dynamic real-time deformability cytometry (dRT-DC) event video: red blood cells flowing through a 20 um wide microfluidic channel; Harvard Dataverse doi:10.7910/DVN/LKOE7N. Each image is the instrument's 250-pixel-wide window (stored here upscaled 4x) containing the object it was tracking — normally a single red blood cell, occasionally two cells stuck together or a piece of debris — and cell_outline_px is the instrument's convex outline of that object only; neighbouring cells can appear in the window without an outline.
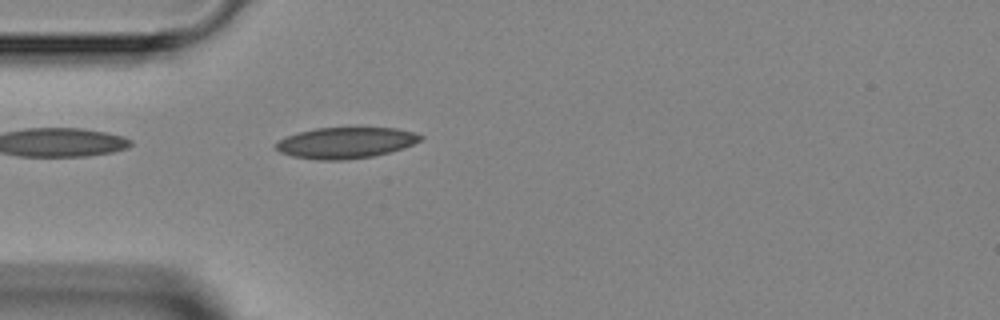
{"species": "Egyptian fruit bat (a non-hibernating species)", "species_latin": "Rousettus aegyptiacus", "temperature_condition": "room temperature", "stored_images_in_passage": 3, "camera_frame_rate_fps": 3000, "um_per_image_px": 0.085, "animal": {"sex": "female"}, "frame": {"image": 1, "passage_image": 3, "time_ms": 2.333, "image_size_px": [1000, 320], "cell_outline_px": [[424, 136], [420, 140], [404, 148], [372, 156], [344, 160], [316, 160], [292, 156], [280, 152], [276, 148], [276, 144], [284, 136], [316, 128], [396, 128], [412, 132]], "centroid_in_image_um": [29.36, 12.14], "position_along_channel_um": 55.6, "area_um2": 25.95}}